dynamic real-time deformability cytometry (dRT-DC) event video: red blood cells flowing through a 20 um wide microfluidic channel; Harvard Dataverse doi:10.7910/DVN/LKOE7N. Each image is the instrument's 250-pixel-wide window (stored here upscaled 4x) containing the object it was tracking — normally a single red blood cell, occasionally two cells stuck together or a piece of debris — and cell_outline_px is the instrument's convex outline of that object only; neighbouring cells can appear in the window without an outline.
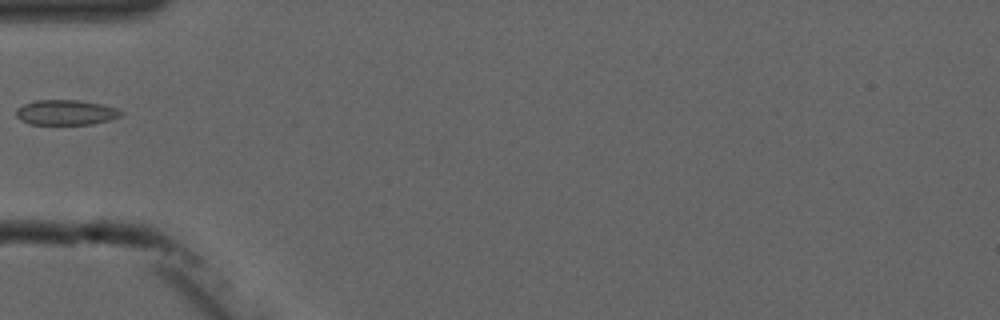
{"species": "common noctule bat (a hibernating species)", "species_latin": "Nyctalus noctula", "temperature_condition": "cold", "stored_images_in_passage": 2, "camera_frame_rate_fps": 3000, "um_per_image_px": 0.085, "animal": {"sex": "male", "forearm_length_mm": 52.5}, "frame": {"image": 1, "passage_image": 1, "time_ms": 0.0, "image_size_px": [1000, 320], "cell_outline_px": [[124, 112], [120, 116], [108, 120], [92, 124], [28, 124], [20, 120], [16, 116], [16, 108], [24, 104], [36, 100], [80, 100], [100, 104], [116, 108]], "centroid_in_image_um": [5.57, 9.56], "position_along_channel_um": 79.4, "area_um2": 15.32}}
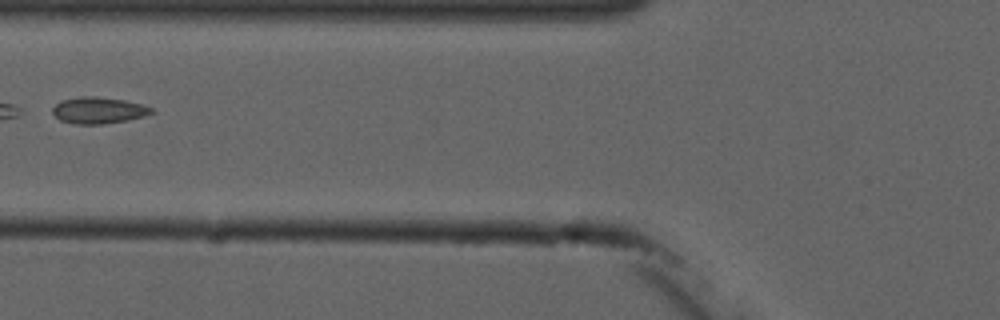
{"frame": {"image": 2, "passage_image": 2, "time_ms": 1.0, "image_size_px": [1000, 320], "cell_outline_px": [[156, 112], [144, 116], [104, 124], [76, 124], [60, 120], [52, 112], [52, 108], [60, 100], [80, 96], [96, 96], [124, 100], [144, 104], [152, 108]], "centroid_in_image_um": [8.38, 9.36], "position_along_channel_um": 117.4, "area_um2": 15.32}}